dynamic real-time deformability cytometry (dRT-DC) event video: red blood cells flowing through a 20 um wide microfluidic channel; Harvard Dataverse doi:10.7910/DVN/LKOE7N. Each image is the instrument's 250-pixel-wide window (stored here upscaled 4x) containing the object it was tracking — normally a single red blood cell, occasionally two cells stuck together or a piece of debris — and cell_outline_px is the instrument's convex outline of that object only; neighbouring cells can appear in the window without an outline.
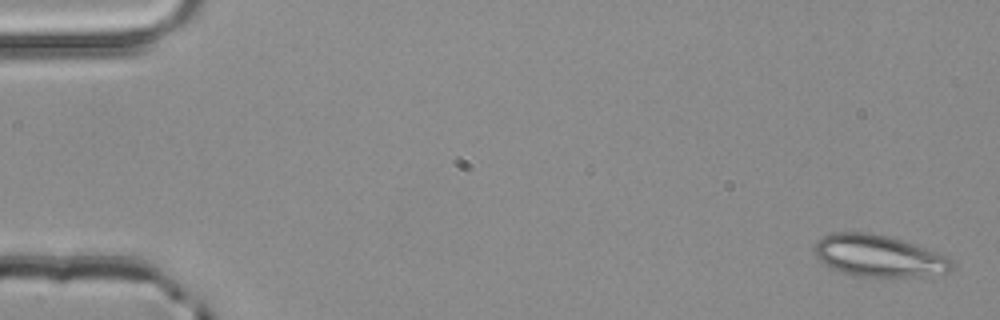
{"species": "common noctule bat (a hibernating species)", "species_latin": "Nyctalus noctula", "temperature_condition": "room temperature", "stored_images_in_passage": 4, "camera_frame_rate_fps": 3000, "um_per_image_px": 0.085, "animal": {"sex": "male", "body_mass_g": 20.4}, "frame": {"image": 1, "passage_image": 1, "time_ms": 0.0, "image_size_px": [1000, 320], "cell_outline_px": [[956, 264], [948, 272], [920, 276], [864, 276], [844, 272], [832, 268], [824, 264], [816, 256], [816, 240], [832, 232], [868, 232], [888, 236], [904, 240], [940, 252], [952, 260]], "centroid_in_image_um": [74.74, 21.72], "position_along_channel_um": 10.3, "area_um2": 33.29}}
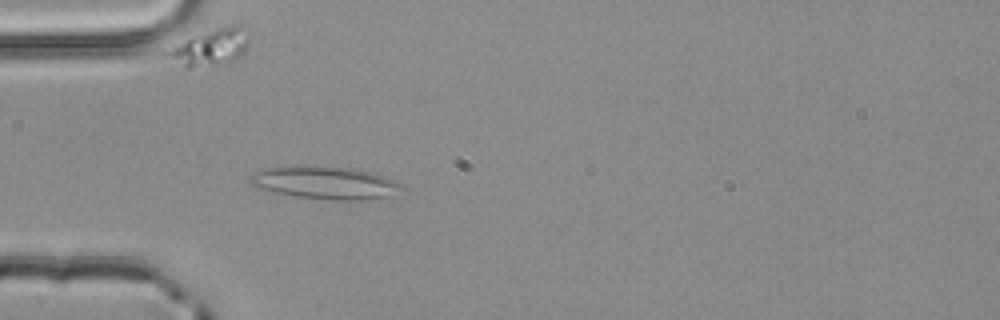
{"frame": {"image": 2, "passage_image": 4, "time_ms": 1.0, "image_size_px": [1000, 320], "cell_outline_px": [[404, 188], [388, 196], [364, 200], [336, 200], [296, 196], [268, 192], [252, 184], [248, 180], [256, 172], [264, 168], [308, 164], [352, 168], [372, 172], [396, 180], [404, 184]], "centroid_in_image_um": [27.64, 15.51], "position_along_channel_um": 57.4, "area_um2": 29.3}}